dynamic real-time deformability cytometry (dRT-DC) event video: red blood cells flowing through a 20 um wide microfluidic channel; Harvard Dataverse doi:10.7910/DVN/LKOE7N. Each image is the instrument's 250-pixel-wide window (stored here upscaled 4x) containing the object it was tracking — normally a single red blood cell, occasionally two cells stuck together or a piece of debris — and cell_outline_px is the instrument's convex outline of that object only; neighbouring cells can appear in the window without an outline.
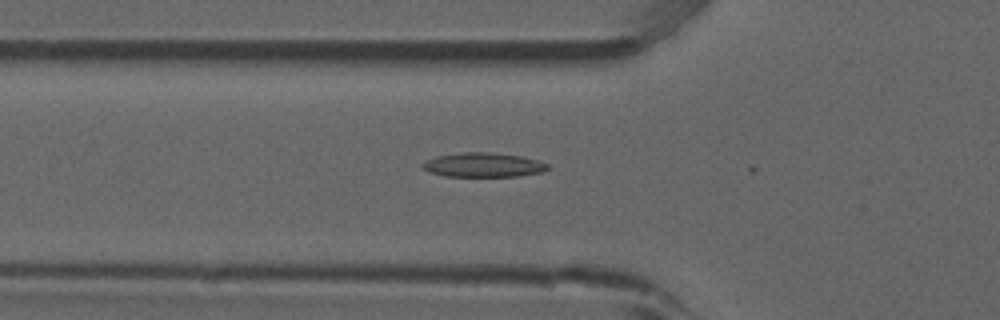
{"species": "common noctule bat (a hibernating species)", "species_latin": "Nyctalus noctula", "temperature_condition": "room temperature", "stored_images_in_passage": 22, "camera_frame_rate_fps": 3000, "um_per_image_px": 0.085, "animal": {"sex": "male", "forearm_length_mm": 52.5}, "frame": {"image": 1, "passage_image": 18, "time_ms": 5.667, "image_size_px": [1000, 320], "cell_outline_px": [[548, 168], [544, 172], [520, 176], [444, 176], [432, 172], [424, 168], [420, 164], [436, 156], [464, 152], [488, 152], [520, 156], [540, 160], [548, 164]], "centroid_in_image_um": [41.13, 14.02], "position_along_channel_um": 84.7, "area_um2": 17.63}}
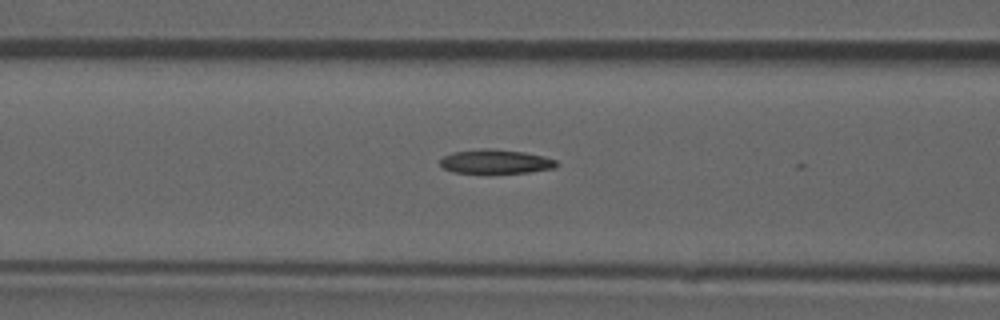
{"frame": {"image": 2, "passage_image": 21, "time_ms": 6.667, "image_size_px": [1000, 320], "cell_outline_px": [[560, 164], [556, 168], [528, 172], [452, 172], [444, 168], [440, 164], [440, 160], [444, 156], [452, 152], [484, 148], [492, 148], [524, 152], [544, 156], [556, 160]], "centroid_in_image_um": [42.16, 13.72], "position_along_channel_um": 124.4, "area_um2": 16.24}}